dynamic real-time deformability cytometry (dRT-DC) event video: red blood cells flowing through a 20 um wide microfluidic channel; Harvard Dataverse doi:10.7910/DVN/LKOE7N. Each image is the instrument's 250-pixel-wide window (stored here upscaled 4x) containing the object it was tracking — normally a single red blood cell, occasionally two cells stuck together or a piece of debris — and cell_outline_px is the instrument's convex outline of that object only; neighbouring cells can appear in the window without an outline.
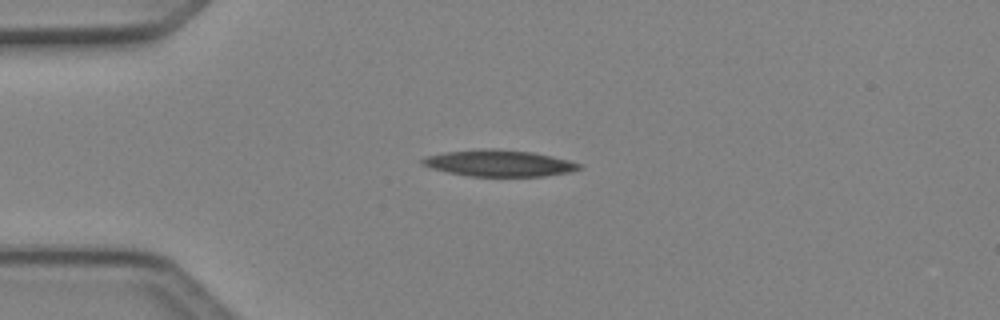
{"species": "Egyptian fruit bat (a non-hibernating species)", "species_latin": "Rousettus aegyptiacus", "temperature_condition": "cold", "stored_images_in_passage": 3, "camera_frame_rate_fps": 3000, "um_per_image_px": 0.085, "animal": {"sex": "female"}, "frame": {"image": 1, "passage_image": 1, "time_ms": 0.0, "image_size_px": [1000, 320], "cell_outline_px": [[584, 168], [568, 172], [544, 176], [468, 176], [448, 172], [432, 168], [420, 164], [420, 160], [424, 156], [444, 152], [480, 148], [496, 148], [532, 152], [552, 156], [584, 164]], "centroid_in_image_um": [42.41, 13.86], "position_along_channel_um": 42.6, "area_um2": 24.45}}
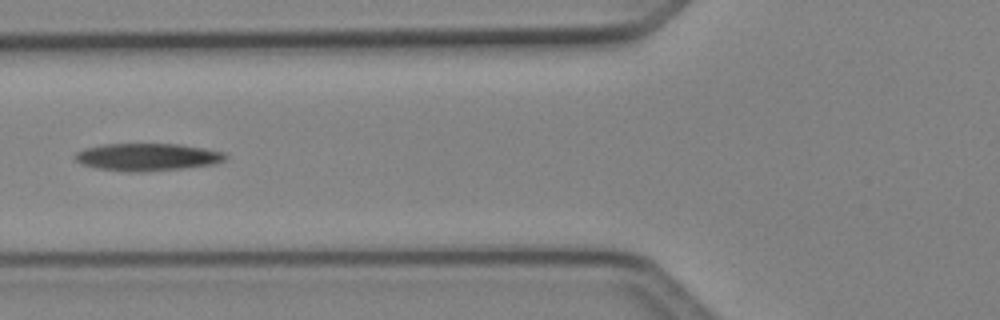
{"frame": {"image": 2, "passage_image": 3, "time_ms": 0.667, "image_size_px": [1000, 320], "cell_outline_px": [[228, 156], [224, 160], [212, 164], [180, 168], [136, 172], [128, 172], [96, 168], [84, 164], [76, 160], [76, 152], [84, 148], [104, 144], [180, 144], [204, 148], [224, 152]], "centroid_in_image_um": [12.52, 13.34], "position_along_channel_um": 113.3, "area_um2": 23.76}}